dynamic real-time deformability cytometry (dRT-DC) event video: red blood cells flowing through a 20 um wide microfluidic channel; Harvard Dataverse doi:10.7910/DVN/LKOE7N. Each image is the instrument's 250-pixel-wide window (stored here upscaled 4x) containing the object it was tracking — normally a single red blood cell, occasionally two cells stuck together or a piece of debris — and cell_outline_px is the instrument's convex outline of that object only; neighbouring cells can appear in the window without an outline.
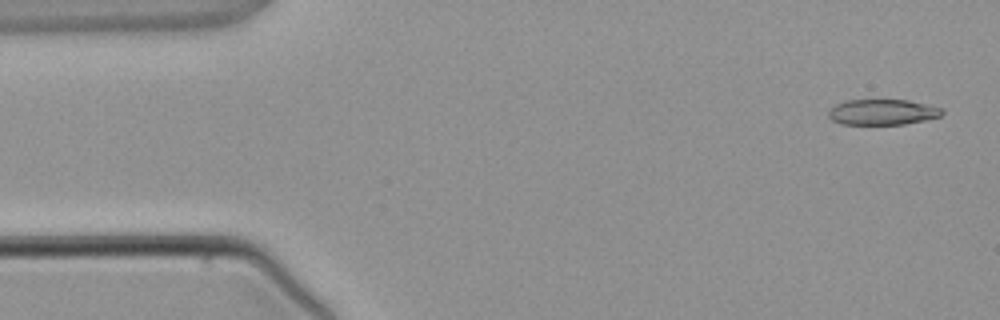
{"species": "common noctule bat (a hibernating species)", "species_latin": "Nyctalus noctula", "temperature_condition": "warm", "stored_images_in_passage": 3, "camera_frame_rate_fps": 3000, "um_per_image_px": 0.085, "animal": {"sex": "male", "body_mass_g": 21.5, "forearm_length_mm": 52.0}, "frame": {"image": 1, "passage_image": 1, "time_ms": 0.0, "image_size_px": [1000, 320], "cell_outline_px": [[944, 112], [940, 116], [924, 120], [904, 124], [840, 124], [832, 120], [828, 116], [828, 112], [836, 104], [848, 100], [908, 100], [944, 108]], "centroid_in_image_um": [75.02, 9.53], "position_along_channel_um": 10.0, "area_um2": 16.88}}
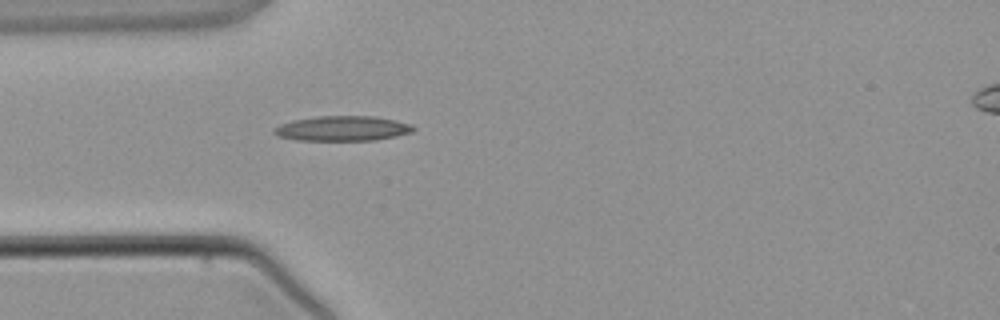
{"frame": {"image": 2, "passage_image": 3, "time_ms": 3.333, "image_size_px": [1000, 320], "cell_outline_px": [[416, 128], [412, 132], [396, 136], [376, 140], [296, 140], [280, 136], [272, 132], [280, 124], [292, 120], [316, 116], [376, 116], [396, 120], [412, 124]], "centroid_in_image_um": [29.15, 10.91], "position_along_channel_um": 55.8, "area_um2": 20.29}}